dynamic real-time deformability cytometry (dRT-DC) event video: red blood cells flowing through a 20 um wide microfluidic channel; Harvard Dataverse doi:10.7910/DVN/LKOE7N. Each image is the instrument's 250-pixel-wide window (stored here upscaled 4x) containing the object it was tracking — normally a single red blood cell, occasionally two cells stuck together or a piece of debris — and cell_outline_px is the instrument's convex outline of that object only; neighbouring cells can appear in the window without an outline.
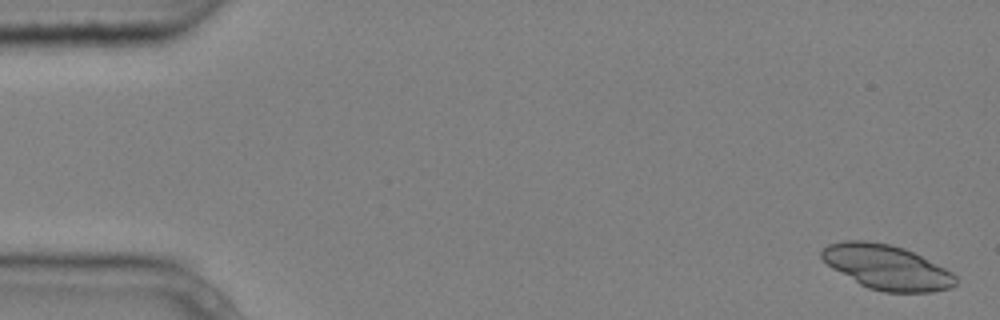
{"species": "common noctule bat (a hibernating species)", "species_latin": "Nyctalus noctula", "temperature_condition": "cold", "stored_images_in_passage": 9, "segment_of_instrument_passage": [1, 2], "camera_frame_rate_fps": 3000, "um_per_image_px": 0.085, "animal": {"sex": "male", "body_mass_g": 20.4}, "frame": {"image": 1, "passage_image": 1, "time_ms": 0.0, "image_size_px": [1000, 320], "cell_outline_px": [[956, 284], [952, 288], [932, 292], [884, 292], [868, 288], [860, 284], [832, 268], [820, 256], [820, 252], [828, 244], [844, 240], [864, 240], [888, 244], [904, 248], [952, 272], [956, 276]], "centroid_in_image_um": [75.36, 22.71], "position_along_channel_um": 9.6, "area_um2": 34.56}}